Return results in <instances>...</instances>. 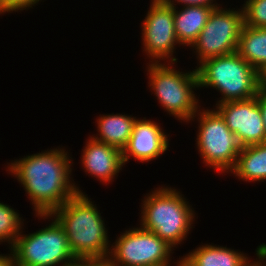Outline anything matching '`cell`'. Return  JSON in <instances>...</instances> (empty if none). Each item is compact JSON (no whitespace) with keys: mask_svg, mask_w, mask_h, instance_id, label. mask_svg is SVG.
<instances>
[{"mask_svg":"<svg viewBox=\"0 0 266 266\" xmlns=\"http://www.w3.org/2000/svg\"><path fill=\"white\" fill-rule=\"evenodd\" d=\"M237 9L220 5L212 10L206 25L190 48L197 55V66L209 58L237 52L244 25L241 6Z\"/></svg>","mask_w":266,"mask_h":266,"instance_id":"cell-9","label":"cell"},{"mask_svg":"<svg viewBox=\"0 0 266 266\" xmlns=\"http://www.w3.org/2000/svg\"><path fill=\"white\" fill-rule=\"evenodd\" d=\"M113 244L107 258L113 266H171L172 264L171 255L175 249L139 225L125 229Z\"/></svg>","mask_w":266,"mask_h":266,"instance_id":"cell-8","label":"cell"},{"mask_svg":"<svg viewBox=\"0 0 266 266\" xmlns=\"http://www.w3.org/2000/svg\"><path fill=\"white\" fill-rule=\"evenodd\" d=\"M174 262L175 266H246L248 254L226 246L201 244Z\"/></svg>","mask_w":266,"mask_h":266,"instance_id":"cell-14","label":"cell"},{"mask_svg":"<svg viewBox=\"0 0 266 266\" xmlns=\"http://www.w3.org/2000/svg\"><path fill=\"white\" fill-rule=\"evenodd\" d=\"M74 266H113L107 259L105 260H78Z\"/></svg>","mask_w":266,"mask_h":266,"instance_id":"cell-25","label":"cell"},{"mask_svg":"<svg viewBox=\"0 0 266 266\" xmlns=\"http://www.w3.org/2000/svg\"><path fill=\"white\" fill-rule=\"evenodd\" d=\"M194 119L198 122L196 148L205 167L214 169L218 174H228L242 149L237 137L215 108L200 107L188 124Z\"/></svg>","mask_w":266,"mask_h":266,"instance_id":"cell-7","label":"cell"},{"mask_svg":"<svg viewBox=\"0 0 266 266\" xmlns=\"http://www.w3.org/2000/svg\"><path fill=\"white\" fill-rule=\"evenodd\" d=\"M258 75H259V89L266 92V66L258 72Z\"/></svg>","mask_w":266,"mask_h":266,"instance_id":"cell-27","label":"cell"},{"mask_svg":"<svg viewBox=\"0 0 266 266\" xmlns=\"http://www.w3.org/2000/svg\"><path fill=\"white\" fill-rule=\"evenodd\" d=\"M62 227L77 260H105L111 241L97 204L86 193H77L50 214Z\"/></svg>","mask_w":266,"mask_h":266,"instance_id":"cell-2","label":"cell"},{"mask_svg":"<svg viewBox=\"0 0 266 266\" xmlns=\"http://www.w3.org/2000/svg\"><path fill=\"white\" fill-rule=\"evenodd\" d=\"M230 173L243 182L266 181V142L242 147Z\"/></svg>","mask_w":266,"mask_h":266,"instance_id":"cell-17","label":"cell"},{"mask_svg":"<svg viewBox=\"0 0 266 266\" xmlns=\"http://www.w3.org/2000/svg\"><path fill=\"white\" fill-rule=\"evenodd\" d=\"M145 19L141 23L142 52L147 54L149 63H177L179 44L174 28V7L161 0H151ZM176 47V48H175Z\"/></svg>","mask_w":266,"mask_h":266,"instance_id":"cell-10","label":"cell"},{"mask_svg":"<svg viewBox=\"0 0 266 266\" xmlns=\"http://www.w3.org/2000/svg\"><path fill=\"white\" fill-rule=\"evenodd\" d=\"M160 125L145 117L137 119L130 140L122 151L124 165L130 158L142 163L156 160L168 150L169 134Z\"/></svg>","mask_w":266,"mask_h":266,"instance_id":"cell-12","label":"cell"},{"mask_svg":"<svg viewBox=\"0 0 266 266\" xmlns=\"http://www.w3.org/2000/svg\"><path fill=\"white\" fill-rule=\"evenodd\" d=\"M81 154V167L86 174L96 178L102 184H112L124 166L122 151L118 148L93 139L85 142ZM108 183V184H107Z\"/></svg>","mask_w":266,"mask_h":266,"instance_id":"cell-13","label":"cell"},{"mask_svg":"<svg viewBox=\"0 0 266 266\" xmlns=\"http://www.w3.org/2000/svg\"><path fill=\"white\" fill-rule=\"evenodd\" d=\"M41 1L42 0H0V15L29 10Z\"/></svg>","mask_w":266,"mask_h":266,"instance_id":"cell-21","label":"cell"},{"mask_svg":"<svg viewBox=\"0 0 266 266\" xmlns=\"http://www.w3.org/2000/svg\"><path fill=\"white\" fill-rule=\"evenodd\" d=\"M241 8L244 25L254 28L266 27V0H246Z\"/></svg>","mask_w":266,"mask_h":266,"instance_id":"cell-20","label":"cell"},{"mask_svg":"<svg viewBox=\"0 0 266 266\" xmlns=\"http://www.w3.org/2000/svg\"><path fill=\"white\" fill-rule=\"evenodd\" d=\"M257 256L255 260L257 266H266V244L262 243L257 246L255 251ZM265 260V261H264Z\"/></svg>","mask_w":266,"mask_h":266,"instance_id":"cell-24","label":"cell"},{"mask_svg":"<svg viewBox=\"0 0 266 266\" xmlns=\"http://www.w3.org/2000/svg\"><path fill=\"white\" fill-rule=\"evenodd\" d=\"M163 3L170 6H188V5H200V6H213L214 8L219 7L221 4L217 3L216 0H161Z\"/></svg>","mask_w":266,"mask_h":266,"instance_id":"cell-22","label":"cell"},{"mask_svg":"<svg viewBox=\"0 0 266 266\" xmlns=\"http://www.w3.org/2000/svg\"><path fill=\"white\" fill-rule=\"evenodd\" d=\"M181 193L175 187L161 185L147 193L140 205V226L173 248L187 240L197 216Z\"/></svg>","mask_w":266,"mask_h":266,"instance_id":"cell-3","label":"cell"},{"mask_svg":"<svg viewBox=\"0 0 266 266\" xmlns=\"http://www.w3.org/2000/svg\"><path fill=\"white\" fill-rule=\"evenodd\" d=\"M246 266H257L254 260L250 261Z\"/></svg>","mask_w":266,"mask_h":266,"instance_id":"cell-28","label":"cell"},{"mask_svg":"<svg viewBox=\"0 0 266 266\" xmlns=\"http://www.w3.org/2000/svg\"><path fill=\"white\" fill-rule=\"evenodd\" d=\"M9 252V254H0V266H16L11 249Z\"/></svg>","mask_w":266,"mask_h":266,"instance_id":"cell-26","label":"cell"},{"mask_svg":"<svg viewBox=\"0 0 266 266\" xmlns=\"http://www.w3.org/2000/svg\"><path fill=\"white\" fill-rule=\"evenodd\" d=\"M255 97L257 98V103L261 110L263 125L266 132V92L259 89Z\"/></svg>","mask_w":266,"mask_h":266,"instance_id":"cell-23","label":"cell"},{"mask_svg":"<svg viewBox=\"0 0 266 266\" xmlns=\"http://www.w3.org/2000/svg\"><path fill=\"white\" fill-rule=\"evenodd\" d=\"M72 159L59 146L7 162L5 169L21 184L35 214H50L77 193H85L71 177Z\"/></svg>","mask_w":266,"mask_h":266,"instance_id":"cell-1","label":"cell"},{"mask_svg":"<svg viewBox=\"0 0 266 266\" xmlns=\"http://www.w3.org/2000/svg\"><path fill=\"white\" fill-rule=\"evenodd\" d=\"M23 216L10 205L0 201V244L8 243L10 249L24 226Z\"/></svg>","mask_w":266,"mask_h":266,"instance_id":"cell-19","label":"cell"},{"mask_svg":"<svg viewBox=\"0 0 266 266\" xmlns=\"http://www.w3.org/2000/svg\"><path fill=\"white\" fill-rule=\"evenodd\" d=\"M195 68L199 89L212 88L221 94L216 104L248 100L259 90L258 71L237 52L209 58Z\"/></svg>","mask_w":266,"mask_h":266,"instance_id":"cell-5","label":"cell"},{"mask_svg":"<svg viewBox=\"0 0 266 266\" xmlns=\"http://www.w3.org/2000/svg\"><path fill=\"white\" fill-rule=\"evenodd\" d=\"M213 9V6L188 5L182 8L174 6V28L180 45L192 46Z\"/></svg>","mask_w":266,"mask_h":266,"instance_id":"cell-16","label":"cell"},{"mask_svg":"<svg viewBox=\"0 0 266 266\" xmlns=\"http://www.w3.org/2000/svg\"><path fill=\"white\" fill-rule=\"evenodd\" d=\"M34 216L43 221L49 219L51 222L34 233L24 234L22 228L10 248L15 265L74 266L78 260L72 253L67 236L59 223L49 214H34Z\"/></svg>","mask_w":266,"mask_h":266,"instance_id":"cell-6","label":"cell"},{"mask_svg":"<svg viewBox=\"0 0 266 266\" xmlns=\"http://www.w3.org/2000/svg\"><path fill=\"white\" fill-rule=\"evenodd\" d=\"M215 106L242 147L266 142V132L256 97Z\"/></svg>","mask_w":266,"mask_h":266,"instance_id":"cell-11","label":"cell"},{"mask_svg":"<svg viewBox=\"0 0 266 266\" xmlns=\"http://www.w3.org/2000/svg\"><path fill=\"white\" fill-rule=\"evenodd\" d=\"M237 53L258 72L266 66V27L243 25Z\"/></svg>","mask_w":266,"mask_h":266,"instance_id":"cell-18","label":"cell"},{"mask_svg":"<svg viewBox=\"0 0 266 266\" xmlns=\"http://www.w3.org/2000/svg\"><path fill=\"white\" fill-rule=\"evenodd\" d=\"M175 64L148 62L146 65L148 87L167 114L180 123L183 121L187 124L201 107L195 92L199 89L198 75L196 68L182 72L173 67Z\"/></svg>","mask_w":266,"mask_h":266,"instance_id":"cell-4","label":"cell"},{"mask_svg":"<svg viewBox=\"0 0 266 266\" xmlns=\"http://www.w3.org/2000/svg\"><path fill=\"white\" fill-rule=\"evenodd\" d=\"M137 119L125 113L100 114L96 118L98 133L91 137L123 151L130 140Z\"/></svg>","mask_w":266,"mask_h":266,"instance_id":"cell-15","label":"cell"}]
</instances>
